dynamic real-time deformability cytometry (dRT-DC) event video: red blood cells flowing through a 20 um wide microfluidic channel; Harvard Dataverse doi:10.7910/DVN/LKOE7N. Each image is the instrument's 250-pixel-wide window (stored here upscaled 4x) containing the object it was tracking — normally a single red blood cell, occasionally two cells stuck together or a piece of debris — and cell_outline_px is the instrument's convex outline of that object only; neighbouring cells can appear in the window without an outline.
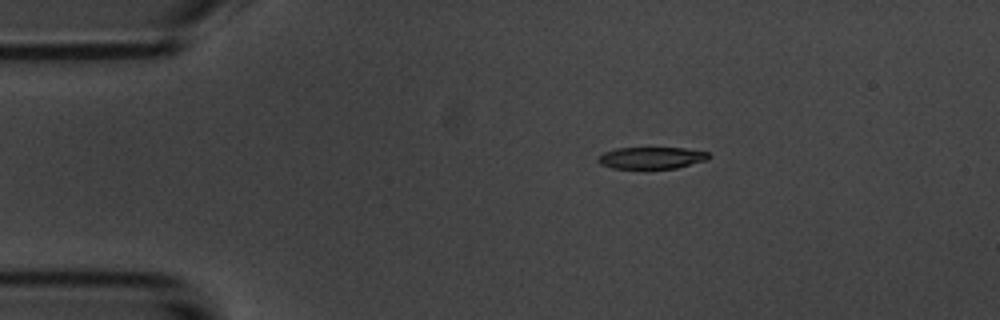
{"species": "common noctule bat (a hibernating species)", "species_latin": "Nyctalus noctula", "temperature_condition": "room temperature", "stored_images_in_passage": 9, "camera_frame_rate_fps": 3000, "um_per_image_px": 0.085, "animal": {"sex": "male", "body_mass_g": 20.1, "forearm_length_mm": 53.5}, "frame": {"image": 1, "passage_image": 1, "time_ms": 0.0, "image_size_px": [1000, 320], "cell_outline_px": [[712, 156], [708, 160], [676, 168], [612, 168], [600, 164], [596, 160], [604, 152], [616, 148], [684, 148], [708, 152]], "centroid_in_image_um": [55.41, 13.41], "position_along_channel_um": 29.6, "area_um2": 14.05}}
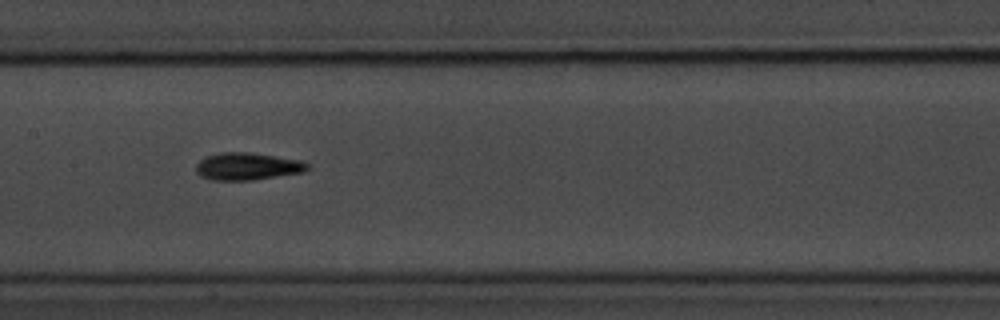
{"frame": {"image": 2, "passage_image": 6, "time_ms": 5.667, "image_size_px": [1000, 320], "cell_outline_px": [[308, 168], [304, 172], [252, 180], [212, 180], [200, 176], [196, 172], [196, 164], [200, 160], [208, 156], [220, 152], [248, 152], [300, 160], [308, 164]], "centroid_in_image_um": [21.0, 14.14], "position_along_channel_um": 186.4, "area_um2": 17.63}}
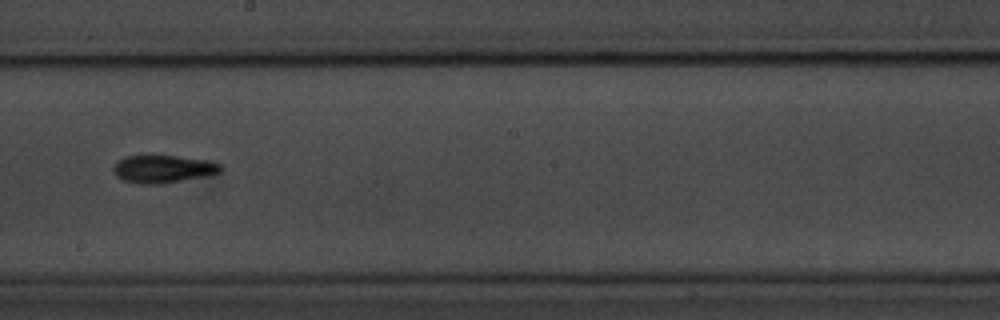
{"frame": {"image": 3, "passage_image": 7, "time_ms": 7.0, "image_size_px": [1000, 320], "cell_outline_px": [[220, 172], [160, 184], [140, 184], [124, 180], [116, 176], [112, 172], [112, 168], [116, 160], [124, 156], [148, 152], [208, 160], [220, 164]], "centroid_in_image_um": [13.72, 14.3], "position_along_channel_um": 234.5, "area_um2": 17.86}}